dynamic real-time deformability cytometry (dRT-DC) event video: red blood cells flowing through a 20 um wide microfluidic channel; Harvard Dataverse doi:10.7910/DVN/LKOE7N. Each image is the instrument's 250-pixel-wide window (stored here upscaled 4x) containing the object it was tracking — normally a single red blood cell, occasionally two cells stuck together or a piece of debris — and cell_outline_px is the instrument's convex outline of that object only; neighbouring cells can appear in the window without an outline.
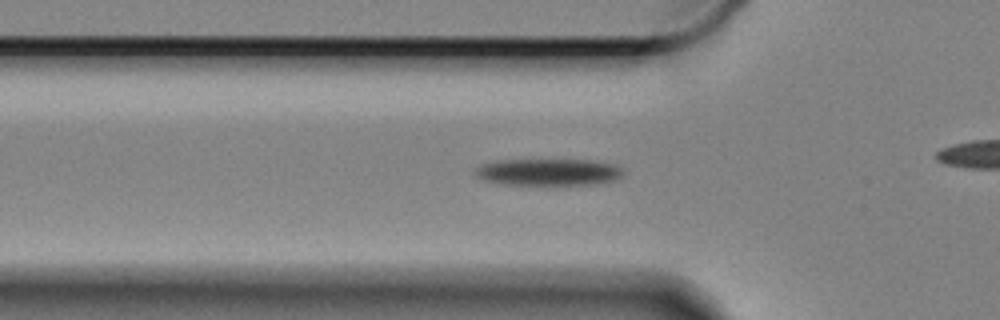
{"species": "Egyptian fruit bat (a non-hibernating species)", "species_latin": "Rousettus aegyptiacus", "temperature_condition": "cold", "stored_images_in_passage": 48, "camera_frame_rate_fps": 3000, "um_per_image_px": 0.085, "animal": {"sex": "female"}, "frame": {"image": 1, "passage_image": 18, "time_ms": 5.667, "image_size_px": [1000, 320], "cell_outline_px": [[624, 176], [616, 180], [592, 184], [504, 184], [484, 180], [476, 176], [472, 172], [480, 164], [496, 160], [592, 160], [616, 164], [624, 168]], "centroid_in_image_um": [46.65, 14.61], "position_along_channel_um": 79.2, "area_um2": 23.35}}
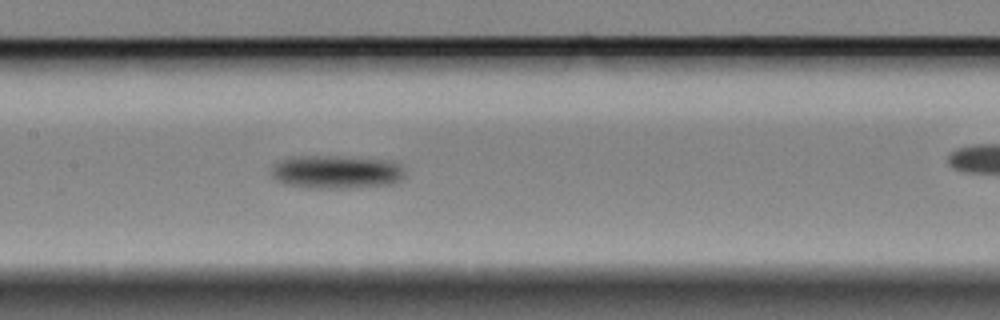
{"frame": {"image": 2, "passage_image": 27, "time_ms": 8.667, "image_size_px": [1000, 320], "cell_outline_px": [[404, 176], [396, 184], [344, 188], [316, 188], [284, 184], [276, 180], [272, 176], [272, 168], [276, 160], [292, 156], [332, 156], [392, 160], [400, 164], [404, 172]], "centroid_in_image_um": [28.58, 14.61], "position_along_channel_um": 178.8, "area_um2": 26.18}}
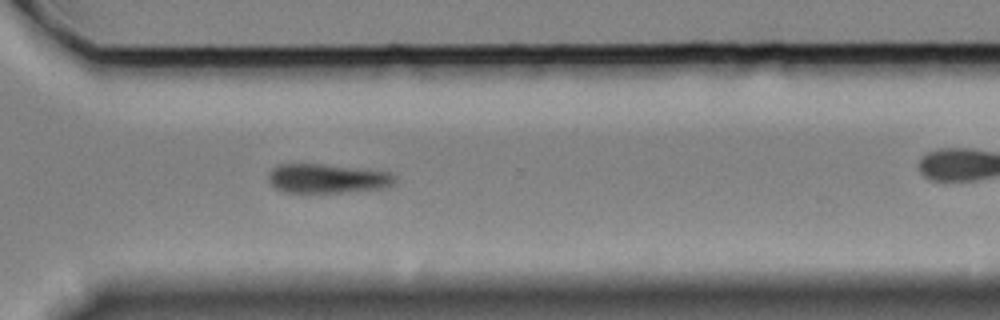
{"frame": {"image": 3, "passage_image": 42, "time_ms": 13.667, "image_size_px": [1000, 320], "cell_outline_px": [[396, 180], [388, 188], [344, 192], [284, 192], [276, 188], [268, 180], [268, 172], [276, 164], [324, 164], [368, 168], [388, 172], [396, 176]], "centroid_in_image_um": [27.85, 15.16], "position_along_channel_um": 342.7, "area_um2": 21.91}}